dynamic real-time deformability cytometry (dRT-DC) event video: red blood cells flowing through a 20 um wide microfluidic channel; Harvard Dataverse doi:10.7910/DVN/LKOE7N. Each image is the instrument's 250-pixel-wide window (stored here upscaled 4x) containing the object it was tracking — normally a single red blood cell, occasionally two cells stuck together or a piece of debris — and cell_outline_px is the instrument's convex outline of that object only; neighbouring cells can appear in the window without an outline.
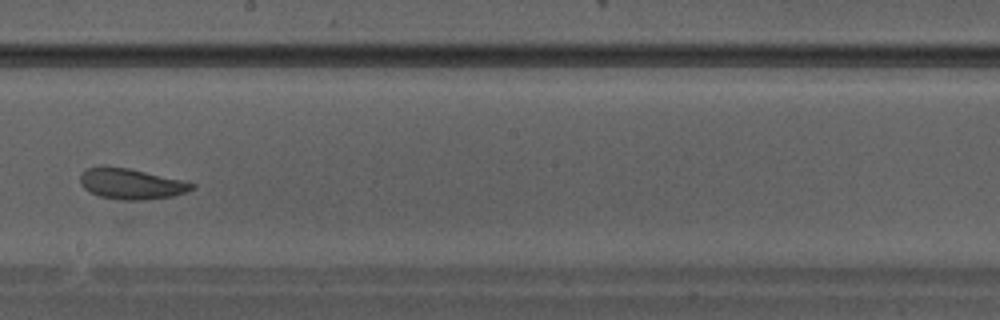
{"species": "Egyptian fruit bat (a non-hibernating species)", "species_latin": "Rousettus aegyptiacus", "temperature_condition": "warm", "stored_images_in_passage": 28, "camera_frame_rate_fps": 3000, "um_per_image_px": 0.085, "animal": {"sex": "male"}, "frame": {"image": 1, "passage_image": 16, "time_ms": 5.0, "image_size_px": [1000, 320], "cell_outline_px": [[196, 188], [188, 192], [172, 196], [144, 200], [120, 200], [100, 196], [88, 192], [80, 184], [80, 172], [88, 168], [100, 164], [104, 164], [128, 168], [184, 180], [196, 184]], "centroid_in_image_um": [11.13, 15.61], "position_along_channel_um": 237.1, "area_um2": 20.52}}